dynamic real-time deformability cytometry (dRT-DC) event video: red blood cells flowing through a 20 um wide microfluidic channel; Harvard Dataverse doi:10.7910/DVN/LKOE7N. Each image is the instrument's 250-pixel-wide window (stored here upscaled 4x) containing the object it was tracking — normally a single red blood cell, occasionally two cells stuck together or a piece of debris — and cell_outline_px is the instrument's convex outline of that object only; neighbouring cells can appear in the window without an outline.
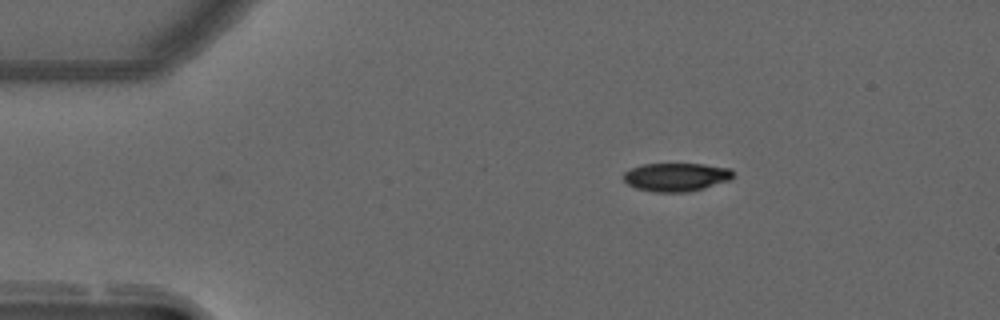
{"species": "common noctule bat (a hibernating species)", "species_latin": "Nyctalus noctula", "temperature_condition": "warm", "stored_images_in_passage": 33, "camera_frame_rate_fps": 3000, "um_per_image_px": 0.085, "animal": {"sex": "male", "forearm_length_mm": 52.5}, "frame": {"image": 1, "passage_image": 1, "time_ms": 0.0, "image_size_px": [1000, 320], "cell_outline_px": [[732, 176], [728, 180], [704, 188], [688, 192], [652, 192], [636, 188], [628, 184], [624, 180], [624, 172], [632, 168], [644, 164], [704, 164], [728, 168], [732, 172]], "centroid_in_image_um": [57.44, 15.05], "position_along_channel_um": 27.6, "area_um2": 17.92}}
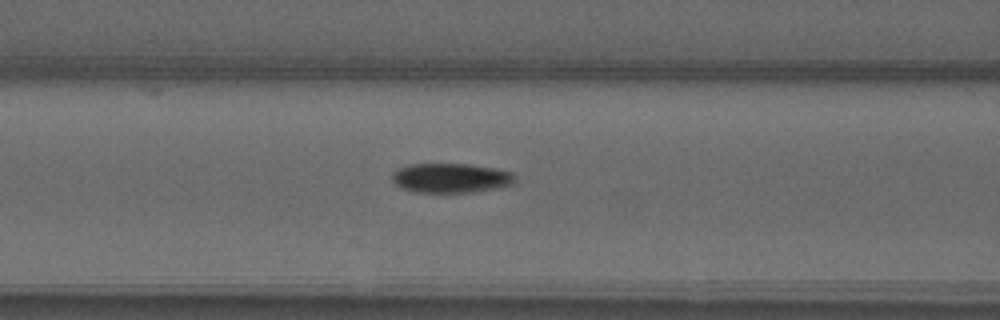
{"frame": {"image": 2, "passage_image": 14, "time_ms": 4.333, "image_size_px": [1000, 320], "cell_outline_px": [[516, 180], [512, 184], [472, 192], [416, 192], [404, 188], [396, 184], [392, 180], [392, 172], [400, 168], [412, 164], [468, 164], [492, 168], [512, 172], [516, 176]], "centroid_in_image_um": [38.32, 15.12], "position_along_channel_um": 128.3, "area_um2": 20.81}}
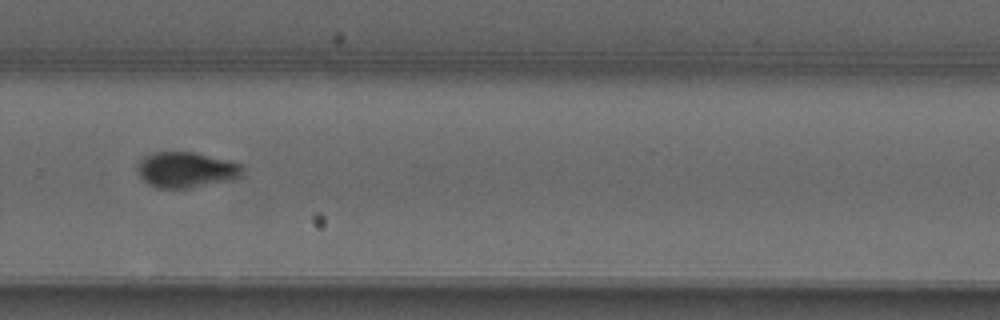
{"frame": {"image": 3, "passage_image": 29, "time_ms": 9.333, "image_size_px": [1000, 320], "cell_outline_px": [[244, 176], [232, 180], [184, 188], [160, 188], [148, 184], [140, 176], [136, 168], [136, 164], [144, 156], [156, 152], [192, 152], [240, 164], [244, 168]], "centroid_in_image_um": [15.81, 14.44], "position_along_channel_um": 314.0, "area_um2": 21.62}}